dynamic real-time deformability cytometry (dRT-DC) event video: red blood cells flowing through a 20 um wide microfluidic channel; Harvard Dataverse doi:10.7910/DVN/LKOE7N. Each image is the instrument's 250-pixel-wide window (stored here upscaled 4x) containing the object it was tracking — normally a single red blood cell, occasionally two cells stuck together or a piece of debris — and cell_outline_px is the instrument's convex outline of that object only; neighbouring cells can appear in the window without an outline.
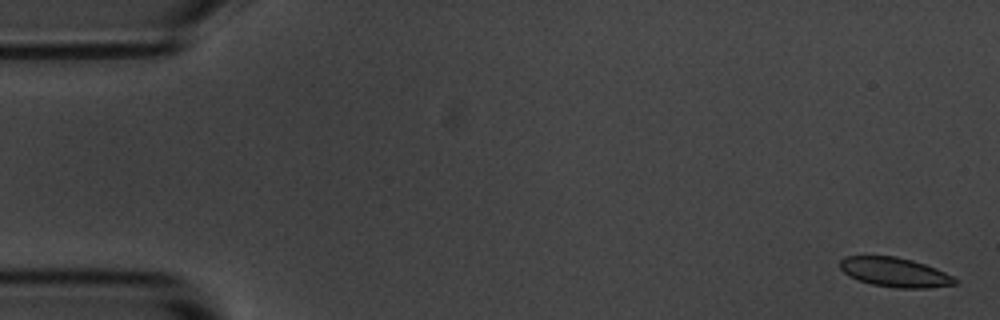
{"species": "common noctule bat (a hibernating species)", "species_latin": "Nyctalus noctula", "temperature_condition": "room temperature", "stored_images_in_passage": 6, "camera_frame_rate_fps": 3000, "um_per_image_px": 0.085, "animal": {"sex": "male", "body_mass_g": 20.1, "forearm_length_mm": 53.5}, "frame": {"image": 1, "passage_image": 1, "time_ms": 0.0, "image_size_px": [1000, 320], "cell_outline_px": [[960, 280], [956, 284], [928, 288], [896, 288], [872, 284], [856, 280], [848, 276], [840, 268], [840, 260], [844, 256], [896, 256], [912, 260], [936, 268]], "centroid_in_image_um": [76.05, 23.14], "position_along_channel_um": 8.9, "area_um2": 19.83}}